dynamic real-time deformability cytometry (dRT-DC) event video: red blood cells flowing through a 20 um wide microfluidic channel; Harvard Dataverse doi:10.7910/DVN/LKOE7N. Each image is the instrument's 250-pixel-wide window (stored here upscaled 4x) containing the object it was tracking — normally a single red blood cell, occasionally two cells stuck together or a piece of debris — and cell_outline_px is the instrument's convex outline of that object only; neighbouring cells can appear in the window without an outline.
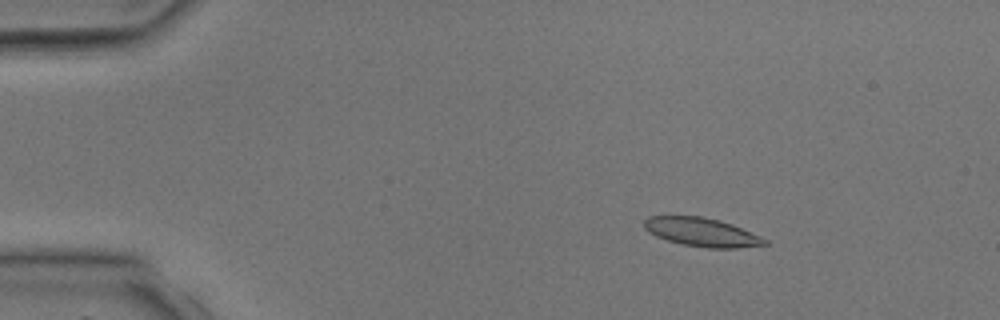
{"species": "common noctule bat (a hibernating species)", "species_latin": "Nyctalus noctula", "temperature_condition": "room temperature", "stored_images_in_passage": 4, "camera_frame_rate_fps": 3000, "um_per_image_px": 0.085, "animal": {"sex": "male", "body_mass_g": 17.9, "forearm_length_mm": 54.2}, "frame": {"image": 1, "passage_image": 1, "time_ms": 0.0, "image_size_px": [1000, 320], "cell_outline_px": [[768, 244], [736, 248], [708, 248], [684, 244], [668, 240], [656, 236], [648, 232], [644, 228], [644, 220], [648, 216], [700, 216], [732, 224], [760, 236], [768, 240]], "centroid_in_image_um": [59.64, 19.73], "position_along_channel_um": 25.4, "area_um2": 19.88}}
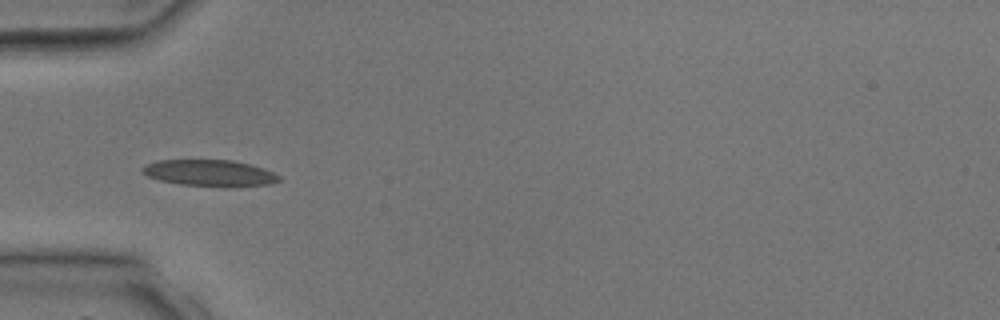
{"frame": {"image": 2, "passage_image": 3, "time_ms": 2.333, "image_size_px": [1000, 320], "cell_outline_px": [[280, 180], [268, 184], [224, 188], [180, 184], [160, 180], [148, 176], [140, 168], [144, 164], [156, 160], [232, 160], [248, 164], [272, 172], [280, 176]], "centroid_in_image_um": [17.78, 14.72], "position_along_channel_um": 67.2, "area_um2": 21.1}}